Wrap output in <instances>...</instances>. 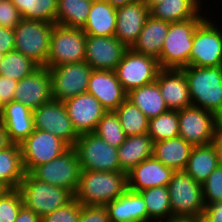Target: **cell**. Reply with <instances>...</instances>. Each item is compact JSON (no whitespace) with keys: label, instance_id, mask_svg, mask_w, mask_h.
I'll return each mask as SVG.
<instances>
[{"label":"cell","instance_id":"6da1fadb","mask_svg":"<svg viewBox=\"0 0 222 222\" xmlns=\"http://www.w3.org/2000/svg\"><path fill=\"white\" fill-rule=\"evenodd\" d=\"M126 189L127 174L123 171L82 170L74 198L83 206H105Z\"/></svg>","mask_w":222,"mask_h":222},{"label":"cell","instance_id":"7a4b0ae2","mask_svg":"<svg viewBox=\"0 0 222 222\" xmlns=\"http://www.w3.org/2000/svg\"><path fill=\"white\" fill-rule=\"evenodd\" d=\"M193 106L214 113L222 120V66L182 68Z\"/></svg>","mask_w":222,"mask_h":222},{"label":"cell","instance_id":"3957f363","mask_svg":"<svg viewBox=\"0 0 222 222\" xmlns=\"http://www.w3.org/2000/svg\"><path fill=\"white\" fill-rule=\"evenodd\" d=\"M198 15L182 22H169V31L158 59L162 69H182L190 66V53L195 29L206 18Z\"/></svg>","mask_w":222,"mask_h":222},{"label":"cell","instance_id":"277c9868","mask_svg":"<svg viewBox=\"0 0 222 222\" xmlns=\"http://www.w3.org/2000/svg\"><path fill=\"white\" fill-rule=\"evenodd\" d=\"M18 189L24 206L40 218L63 207L74 198V195L66 188L40 181L31 173L25 174Z\"/></svg>","mask_w":222,"mask_h":222},{"label":"cell","instance_id":"5b68a950","mask_svg":"<svg viewBox=\"0 0 222 222\" xmlns=\"http://www.w3.org/2000/svg\"><path fill=\"white\" fill-rule=\"evenodd\" d=\"M54 24L22 18L14 30L15 51L45 66Z\"/></svg>","mask_w":222,"mask_h":222},{"label":"cell","instance_id":"8992f818","mask_svg":"<svg viewBox=\"0 0 222 222\" xmlns=\"http://www.w3.org/2000/svg\"><path fill=\"white\" fill-rule=\"evenodd\" d=\"M172 217H194L203 215L202 184L196 182L188 173L175 171L168 183Z\"/></svg>","mask_w":222,"mask_h":222},{"label":"cell","instance_id":"52a82bcc","mask_svg":"<svg viewBox=\"0 0 222 222\" xmlns=\"http://www.w3.org/2000/svg\"><path fill=\"white\" fill-rule=\"evenodd\" d=\"M86 34L82 28L54 24L50 50L44 67L51 68L85 61Z\"/></svg>","mask_w":222,"mask_h":222},{"label":"cell","instance_id":"ba28073f","mask_svg":"<svg viewBox=\"0 0 222 222\" xmlns=\"http://www.w3.org/2000/svg\"><path fill=\"white\" fill-rule=\"evenodd\" d=\"M179 137L192 146L214 143L216 132L222 120L214 113L196 106H188L178 111Z\"/></svg>","mask_w":222,"mask_h":222},{"label":"cell","instance_id":"9c48e42d","mask_svg":"<svg viewBox=\"0 0 222 222\" xmlns=\"http://www.w3.org/2000/svg\"><path fill=\"white\" fill-rule=\"evenodd\" d=\"M73 148L76 150L81 170L120 171L118 150L95 133L79 135Z\"/></svg>","mask_w":222,"mask_h":222},{"label":"cell","instance_id":"30bf717a","mask_svg":"<svg viewBox=\"0 0 222 222\" xmlns=\"http://www.w3.org/2000/svg\"><path fill=\"white\" fill-rule=\"evenodd\" d=\"M206 17L195 29L190 66H222V27ZM218 26V27H217Z\"/></svg>","mask_w":222,"mask_h":222},{"label":"cell","instance_id":"8fae6325","mask_svg":"<svg viewBox=\"0 0 222 222\" xmlns=\"http://www.w3.org/2000/svg\"><path fill=\"white\" fill-rule=\"evenodd\" d=\"M81 171V164L76 150L70 147L61 156L46 164L36 166L30 173L36 179L66 188L74 195L78 187Z\"/></svg>","mask_w":222,"mask_h":222},{"label":"cell","instance_id":"7c38bea8","mask_svg":"<svg viewBox=\"0 0 222 222\" xmlns=\"http://www.w3.org/2000/svg\"><path fill=\"white\" fill-rule=\"evenodd\" d=\"M23 166L26 173H30L36 166L46 164L61 156L70 146L52 133L34 129V131L20 143Z\"/></svg>","mask_w":222,"mask_h":222},{"label":"cell","instance_id":"4fadbf2b","mask_svg":"<svg viewBox=\"0 0 222 222\" xmlns=\"http://www.w3.org/2000/svg\"><path fill=\"white\" fill-rule=\"evenodd\" d=\"M160 69L156 58L128 49L115 72L124 90L128 93L132 89L155 82Z\"/></svg>","mask_w":222,"mask_h":222},{"label":"cell","instance_id":"5bb4252c","mask_svg":"<svg viewBox=\"0 0 222 222\" xmlns=\"http://www.w3.org/2000/svg\"><path fill=\"white\" fill-rule=\"evenodd\" d=\"M92 70L85 61L49 68L53 100L64 102L86 93Z\"/></svg>","mask_w":222,"mask_h":222},{"label":"cell","instance_id":"9a60e30c","mask_svg":"<svg viewBox=\"0 0 222 222\" xmlns=\"http://www.w3.org/2000/svg\"><path fill=\"white\" fill-rule=\"evenodd\" d=\"M34 128L40 129L65 141L73 147L79 137L75 131L72 121L68 117L63 102L52 100L33 110Z\"/></svg>","mask_w":222,"mask_h":222},{"label":"cell","instance_id":"2e32d148","mask_svg":"<svg viewBox=\"0 0 222 222\" xmlns=\"http://www.w3.org/2000/svg\"><path fill=\"white\" fill-rule=\"evenodd\" d=\"M127 50L115 36L86 35L85 62L94 70L115 71Z\"/></svg>","mask_w":222,"mask_h":222},{"label":"cell","instance_id":"e0dca14e","mask_svg":"<svg viewBox=\"0 0 222 222\" xmlns=\"http://www.w3.org/2000/svg\"><path fill=\"white\" fill-rule=\"evenodd\" d=\"M14 100L21 102L32 111L52 101V80L49 68L40 66L32 74L18 81Z\"/></svg>","mask_w":222,"mask_h":222},{"label":"cell","instance_id":"ac0fdd59","mask_svg":"<svg viewBox=\"0 0 222 222\" xmlns=\"http://www.w3.org/2000/svg\"><path fill=\"white\" fill-rule=\"evenodd\" d=\"M63 103L78 135L93 133L107 112L100 102L87 92L67 99Z\"/></svg>","mask_w":222,"mask_h":222},{"label":"cell","instance_id":"d6986e66","mask_svg":"<svg viewBox=\"0 0 222 222\" xmlns=\"http://www.w3.org/2000/svg\"><path fill=\"white\" fill-rule=\"evenodd\" d=\"M87 93L93 95L107 111H115L126 99L127 92L115 71L92 70Z\"/></svg>","mask_w":222,"mask_h":222},{"label":"cell","instance_id":"ffe728a7","mask_svg":"<svg viewBox=\"0 0 222 222\" xmlns=\"http://www.w3.org/2000/svg\"><path fill=\"white\" fill-rule=\"evenodd\" d=\"M149 15V9L142 0H136L117 8V23L114 36L128 49H131L138 40Z\"/></svg>","mask_w":222,"mask_h":222},{"label":"cell","instance_id":"44dd1931","mask_svg":"<svg viewBox=\"0 0 222 222\" xmlns=\"http://www.w3.org/2000/svg\"><path fill=\"white\" fill-rule=\"evenodd\" d=\"M169 110L179 111L191 106L187 77L182 69H160L156 78Z\"/></svg>","mask_w":222,"mask_h":222},{"label":"cell","instance_id":"7402d4cb","mask_svg":"<svg viewBox=\"0 0 222 222\" xmlns=\"http://www.w3.org/2000/svg\"><path fill=\"white\" fill-rule=\"evenodd\" d=\"M174 172L173 169L151 157L127 173V188L140 192L152 187L168 186Z\"/></svg>","mask_w":222,"mask_h":222},{"label":"cell","instance_id":"603a6c76","mask_svg":"<svg viewBox=\"0 0 222 222\" xmlns=\"http://www.w3.org/2000/svg\"><path fill=\"white\" fill-rule=\"evenodd\" d=\"M0 122L10 143H22L35 129L33 111L15 100L5 104Z\"/></svg>","mask_w":222,"mask_h":222},{"label":"cell","instance_id":"cb8c5ba5","mask_svg":"<svg viewBox=\"0 0 222 222\" xmlns=\"http://www.w3.org/2000/svg\"><path fill=\"white\" fill-rule=\"evenodd\" d=\"M110 222H149L146 203L139 192L129 188L105 205Z\"/></svg>","mask_w":222,"mask_h":222},{"label":"cell","instance_id":"d4e9b609","mask_svg":"<svg viewBox=\"0 0 222 222\" xmlns=\"http://www.w3.org/2000/svg\"><path fill=\"white\" fill-rule=\"evenodd\" d=\"M168 31L169 22L149 15L139 34L138 40L131 49L135 53L148 55L158 60Z\"/></svg>","mask_w":222,"mask_h":222},{"label":"cell","instance_id":"484cf974","mask_svg":"<svg viewBox=\"0 0 222 222\" xmlns=\"http://www.w3.org/2000/svg\"><path fill=\"white\" fill-rule=\"evenodd\" d=\"M117 150L120 171L127 174L142 161L153 157V141L148 133L126 136Z\"/></svg>","mask_w":222,"mask_h":222},{"label":"cell","instance_id":"4316f807","mask_svg":"<svg viewBox=\"0 0 222 222\" xmlns=\"http://www.w3.org/2000/svg\"><path fill=\"white\" fill-rule=\"evenodd\" d=\"M193 146L182 137H174L153 143V157L174 171H183Z\"/></svg>","mask_w":222,"mask_h":222},{"label":"cell","instance_id":"83f0119b","mask_svg":"<svg viewBox=\"0 0 222 222\" xmlns=\"http://www.w3.org/2000/svg\"><path fill=\"white\" fill-rule=\"evenodd\" d=\"M117 8L106 0H93L87 22L82 28L86 35L114 36L116 32Z\"/></svg>","mask_w":222,"mask_h":222},{"label":"cell","instance_id":"f1b7e54d","mask_svg":"<svg viewBox=\"0 0 222 222\" xmlns=\"http://www.w3.org/2000/svg\"><path fill=\"white\" fill-rule=\"evenodd\" d=\"M218 165L219 155L214 143L193 146L184 171L202 184Z\"/></svg>","mask_w":222,"mask_h":222},{"label":"cell","instance_id":"f546056e","mask_svg":"<svg viewBox=\"0 0 222 222\" xmlns=\"http://www.w3.org/2000/svg\"><path fill=\"white\" fill-rule=\"evenodd\" d=\"M201 0H164L154 5L149 13L156 19L170 23L182 22L201 14Z\"/></svg>","mask_w":222,"mask_h":222},{"label":"cell","instance_id":"4dcf8cb0","mask_svg":"<svg viewBox=\"0 0 222 222\" xmlns=\"http://www.w3.org/2000/svg\"><path fill=\"white\" fill-rule=\"evenodd\" d=\"M127 100L137 106L149 120L169 110L156 81L130 90Z\"/></svg>","mask_w":222,"mask_h":222},{"label":"cell","instance_id":"1f68e13d","mask_svg":"<svg viewBox=\"0 0 222 222\" xmlns=\"http://www.w3.org/2000/svg\"><path fill=\"white\" fill-rule=\"evenodd\" d=\"M25 174L20 144L10 143L0 150L1 182L9 189H17Z\"/></svg>","mask_w":222,"mask_h":222},{"label":"cell","instance_id":"d6a6232c","mask_svg":"<svg viewBox=\"0 0 222 222\" xmlns=\"http://www.w3.org/2000/svg\"><path fill=\"white\" fill-rule=\"evenodd\" d=\"M93 0H58L56 24L66 27L83 28Z\"/></svg>","mask_w":222,"mask_h":222},{"label":"cell","instance_id":"836d02e7","mask_svg":"<svg viewBox=\"0 0 222 222\" xmlns=\"http://www.w3.org/2000/svg\"><path fill=\"white\" fill-rule=\"evenodd\" d=\"M139 193L146 203L149 222H161L172 217L167 186L152 187Z\"/></svg>","mask_w":222,"mask_h":222},{"label":"cell","instance_id":"e575fe53","mask_svg":"<svg viewBox=\"0 0 222 222\" xmlns=\"http://www.w3.org/2000/svg\"><path fill=\"white\" fill-rule=\"evenodd\" d=\"M24 19L56 24L58 0H11Z\"/></svg>","mask_w":222,"mask_h":222},{"label":"cell","instance_id":"d590c367","mask_svg":"<svg viewBox=\"0 0 222 222\" xmlns=\"http://www.w3.org/2000/svg\"><path fill=\"white\" fill-rule=\"evenodd\" d=\"M126 136L148 133L149 119L127 99L115 110Z\"/></svg>","mask_w":222,"mask_h":222},{"label":"cell","instance_id":"8d00e7d4","mask_svg":"<svg viewBox=\"0 0 222 222\" xmlns=\"http://www.w3.org/2000/svg\"><path fill=\"white\" fill-rule=\"evenodd\" d=\"M39 67L33 60L14 50L6 53L1 61L0 75L20 81Z\"/></svg>","mask_w":222,"mask_h":222},{"label":"cell","instance_id":"74e56055","mask_svg":"<svg viewBox=\"0 0 222 222\" xmlns=\"http://www.w3.org/2000/svg\"><path fill=\"white\" fill-rule=\"evenodd\" d=\"M148 134L153 143L179 136L178 111L168 110L150 119Z\"/></svg>","mask_w":222,"mask_h":222},{"label":"cell","instance_id":"f35d334b","mask_svg":"<svg viewBox=\"0 0 222 222\" xmlns=\"http://www.w3.org/2000/svg\"><path fill=\"white\" fill-rule=\"evenodd\" d=\"M95 133L110 146L118 148L126 139V135L115 111H107L97 124Z\"/></svg>","mask_w":222,"mask_h":222},{"label":"cell","instance_id":"ab89813d","mask_svg":"<svg viewBox=\"0 0 222 222\" xmlns=\"http://www.w3.org/2000/svg\"><path fill=\"white\" fill-rule=\"evenodd\" d=\"M23 206L20 190L18 188L8 189L0 195V222H15Z\"/></svg>","mask_w":222,"mask_h":222},{"label":"cell","instance_id":"60d3db41","mask_svg":"<svg viewBox=\"0 0 222 222\" xmlns=\"http://www.w3.org/2000/svg\"><path fill=\"white\" fill-rule=\"evenodd\" d=\"M205 206L222 202V165H218L202 183Z\"/></svg>","mask_w":222,"mask_h":222},{"label":"cell","instance_id":"b9f144b4","mask_svg":"<svg viewBox=\"0 0 222 222\" xmlns=\"http://www.w3.org/2000/svg\"><path fill=\"white\" fill-rule=\"evenodd\" d=\"M81 208L82 204L73 198L63 207L43 216L41 222H79Z\"/></svg>","mask_w":222,"mask_h":222},{"label":"cell","instance_id":"7bdbcfd3","mask_svg":"<svg viewBox=\"0 0 222 222\" xmlns=\"http://www.w3.org/2000/svg\"><path fill=\"white\" fill-rule=\"evenodd\" d=\"M21 19L11 0H0V26L14 29Z\"/></svg>","mask_w":222,"mask_h":222},{"label":"cell","instance_id":"ee69618b","mask_svg":"<svg viewBox=\"0 0 222 222\" xmlns=\"http://www.w3.org/2000/svg\"><path fill=\"white\" fill-rule=\"evenodd\" d=\"M79 222H110V219L105 206L82 205Z\"/></svg>","mask_w":222,"mask_h":222},{"label":"cell","instance_id":"f6af8a7d","mask_svg":"<svg viewBox=\"0 0 222 222\" xmlns=\"http://www.w3.org/2000/svg\"><path fill=\"white\" fill-rule=\"evenodd\" d=\"M18 81L0 75V99L4 104L14 100V91Z\"/></svg>","mask_w":222,"mask_h":222},{"label":"cell","instance_id":"bcb514c9","mask_svg":"<svg viewBox=\"0 0 222 222\" xmlns=\"http://www.w3.org/2000/svg\"><path fill=\"white\" fill-rule=\"evenodd\" d=\"M14 50V30L0 26V52L6 54Z\"/></svg>","mask_w":222,"mask_h":222},{"label":"cell","instance_id":"7dc6e473","mask_svg":"<svg viewBox=\"0 0 222 222\" xmlns=\"http://www.w3.org/2000/svg\"><path fill=\"white\" fill-rule=\"evenodd\" d=\"M202 222H222V202L205 206Z\"/></svg>","mask_w":222,"mask_h":222},{"label":"cell","instance_id":"c3c4849f","mask_svg":"<svg viewBox=\"0 0 222 222\" xmlns=\"http://www.w3.org/2000/svg\"><path fill=\"white\" fill-rule=\"evenodd\" d=\"M15 222H41V218L32 210H29L23 206L20 209Z\"/></svg>","mask_w":222,"mask_h":222},{"label":"cell","instance_id":"681fc988","mask_svg":"<svg viewBox=\"0 0 222 222\" xmlns=\"http://www.w3.org/2000/svg\"><path fill=\"white\" fill-rule=\"evenodd\" d=\"M214 144L218 150L219 162L222 165V125L218 128L214 139Z\"/></svg>","mask_w":222,"mask_h":222},{"label":"cell","instance_id":"f907efd6","mask_svg":"<svg viewBox=\"0 0 222 222\" xmlns=\"http://www.w3.org/2000/svg\"><path fill=\"white\" fill-rule=\"evenodd\" d=\"M161 222H202L200 218L194 217H171Z\"/></svg>","mask_w":222,"mask_h":222},{"label":"cell","instance_id":"816d5d0a","mask_svg":"<svg viewBox=\"0 0 222 222\" xmlns=\"http://www.w3.org/2000/svg\"><path fill=\"white\" fill-rule=\"evenodd\" d=\"M10 144L7 133L5 131V128L3 124L0 122V150L4 149L6 146Z\"/></svg>","mask_w":222,"mask_h":222},{"label":"cell","instance_id":"f5cc1de1","mask_svg":"<svg viewBox=\"0 0 222 222\" xmlns=\"http://www.w3.org/2000/svg\"><path fill=\"white\" fill-rule=\"evenodd\" d=\"M106 1L109 2L113 7L119 8L129 3H132L136 0H106Z\"/></svg>","mask_w":222,"mask_h":222},{"label":"cell","instance_id":"db71d44e","mask_svg":"<svg viewBox=\"0 0 222 222\" xmlns=\"http://www.w3.org/2000/svg\"><path fill=\"white\" fill-rule=\"evenodd\" d=\"M147 8L150 10L154 5L159 4L161 2H163L164 0H142Z\"/></svg>","mask_w":222,"mask_h":222},{"label":"cell","instance_id":"11a10c76","mask_svg":"<svg viewBox=\"0 0 222 222\" xmlns=\"http://www.w3.org/2000/svg\"><path fill=\"white\" fill-rule=\"evenodd\" d=\"M9 188L0 181V195L4 194Z\"/></svg>","mask_w":222,"mask_h":222},{"label":"cell","instance_id":"9f6ffc18","mask_svg":"<svg viewBox=\"0 0 222 222\" xmlns=\"http://www.w3.org/2000/svg\"><path fill=\"white\" fill-rule=\"evenodd\" d=\"M4 107H5V104L2 102V100L0 99V118L4 112Z\"/></svg>","mask_w":222,"mask_h":222},{"label":"cell","instance_id":"6f0895ef","mask_svg":"<svg viewBox=\"0 0 222 222\" xmlns=\"http://www.w3.org/2000/svg\"><path fill=\"white\" fill-rule=\"evenodd\" d=\"M4 56H5V54H3V53L0 52V63H1V61L3 60Z\"/></svg>","mask_w":222,"mask_h":222}]
</instances>
